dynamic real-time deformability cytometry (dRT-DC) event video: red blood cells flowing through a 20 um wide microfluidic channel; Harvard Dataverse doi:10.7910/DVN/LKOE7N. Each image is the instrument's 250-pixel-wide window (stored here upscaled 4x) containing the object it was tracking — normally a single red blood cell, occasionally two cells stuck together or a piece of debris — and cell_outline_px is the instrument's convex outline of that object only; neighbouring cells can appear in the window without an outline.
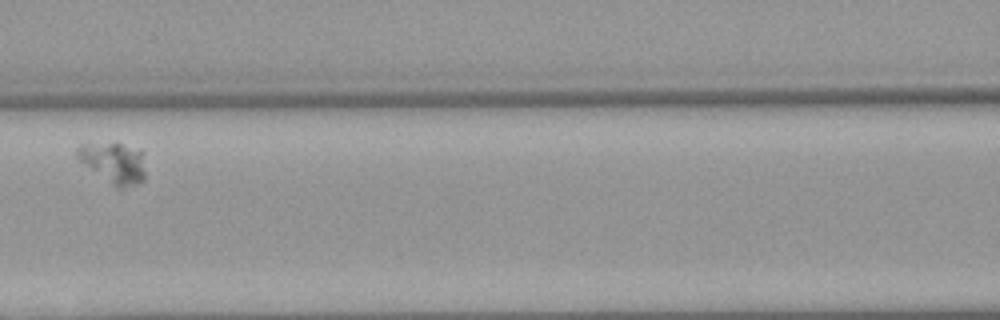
{"species": "Egyptian fruit bat (a non-hibernating species)", "species_latin": "Rousettus aegyptiacus", "temperature_condition": "warm", "stored_images_in_passage": 6, "camera_frame_rate_fps": 3000, "um_per_image_px": 0.085, "animal": {"sex": "female"}, "frame": {"image": 1, "passage_image": 3, "time_ms": 2.333, "image_size_px": [1000, 320], "cell_outline_px": [[144, 180], [140, 184], [124, 188], [116, 188], [80, 160], [76, 156], [76, 148], [80, 144], [120, 144], [140, 148], [144, 152]], "centroid_in_image_um": [9.73, 13.85], "position_along_channel_um": 156.9, "area_um2": 16.18}}
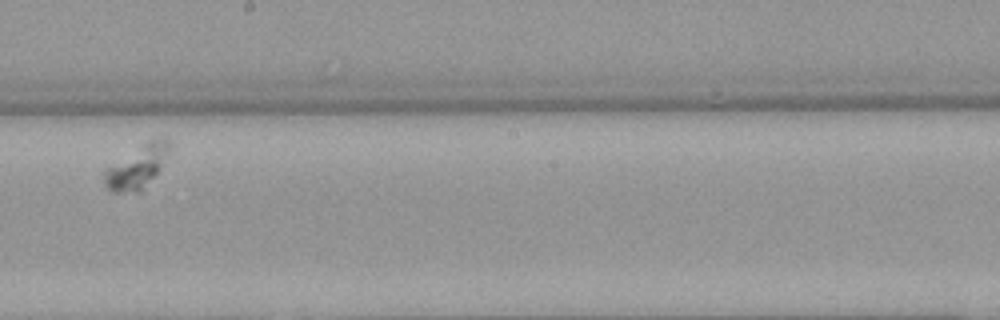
{"frame": {"image": 2, "passage_image": 5, "time_ms": 4.667, "image_size_px": [1000, 320], "cell_outline_px": [[172, 148], [160, 168], [140, 192], [112, 192], [104, 184], [104, 172], [108, 168], [148, 140], [156, 136], [164, 136], [172, 144]], "centroid_in_image_um": [11.72, 14.14], "position_along_channel_um": 236.5, "area_um2": 16.07}}
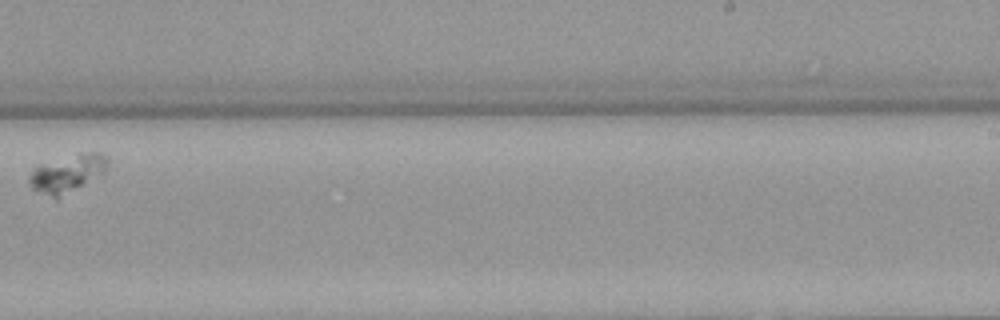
{"frame": {"image": 3, "passage_image": 6, "time_ms": 6.0, "image_size_px": [1000, 320], "cell_outline_px": [[108, 164], [104, 172], [56, 200], [32, 188], [28, 184], [28, 176], [32, 168], [40, 164], [80, 152], [100, 152], [108, 160]], "centroid_in_image_um": [5.67, 14.74], "position_along_channel_um": 283.3, "area_um2": 17.17}}